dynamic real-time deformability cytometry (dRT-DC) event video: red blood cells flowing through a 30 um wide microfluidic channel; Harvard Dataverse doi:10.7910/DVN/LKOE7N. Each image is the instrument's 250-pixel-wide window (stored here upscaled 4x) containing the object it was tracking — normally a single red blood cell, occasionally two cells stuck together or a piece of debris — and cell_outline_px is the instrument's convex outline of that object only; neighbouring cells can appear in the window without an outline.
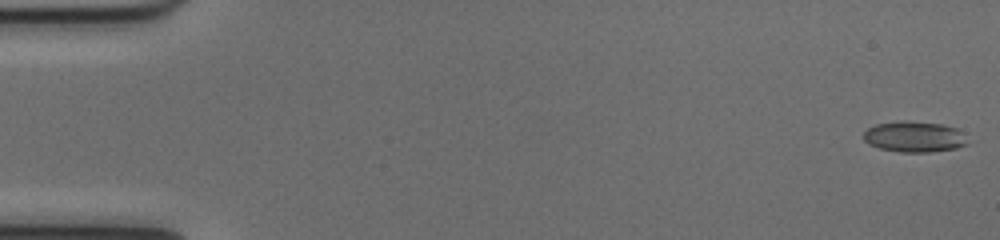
{"species": "common noctule bat (a hibernating species)", "species_latin": "Nyctalus noctula", "temperature_condition": "cold", "stored_images_in_passage": 52, "camera_frame_rate_fps": 3000, "um_per_image_px": 0.085, "animal": {"sex": "female", "body_mass_g": 17.0, "forearm_length_mm": 48.0}, "frame": {"image": 1, "passage_image": 1, "time_ms": 0.0, "image_size_px": [1000, 240], "cell_outline_px": [[968, 144], [956, 148], [928, 152], [900, 152], [880, 148], [868, 144], [864, 140], [864, 132], [868, 128], [876, 124], [904, 120], [944, 124], [956, 128]], "centroid_in_image_um": [77.67, 11.62], "position_along_channel_um": 7.3, "area_um2": 18.5}}
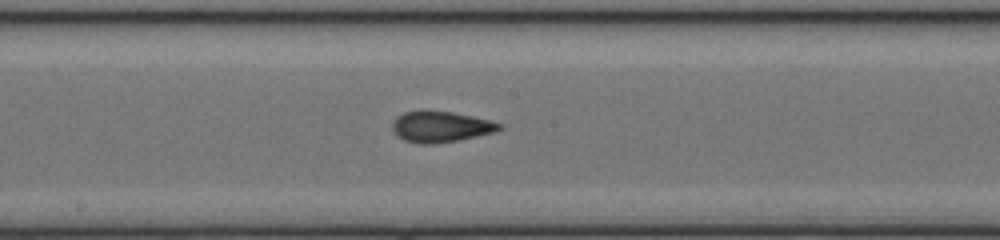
{"frame": {"image": 2, "passage_image": 28, "time_ms": 9.0, "image_size_px": [1000, 240], "cell_outline_px": [[504, 128], [496, 132], [456, 140], [432, 144], [420, 144], [404, 140], [392, 128], [392, 124], [396, 116], [404, 112], [452, 112], [472, 116], [504, 124]], "centroid_in_image_um": [37.51, 10.78], "position_along_channel_um": 210.7, "area_um2": 18.84}}
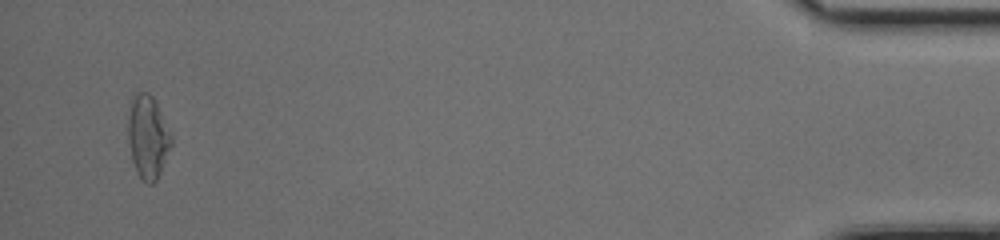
{"frame": {"image": 3, "passage_image": 50, "time_ms": 16.333, "image_size_px": [1000, 240], "cell_outline_px": [[172, 144], [160, 172], [156, 180], [152, 184], [148, 184], [136, 172], [132, 160], [128, 144], [128, 116], [132, 96], [136, 92], [148, 92], [152, 96], [172, 136]], "centroid_in_image_um": [12.54, 11.63], "position_along_channel_um": 422.7, "area_um2": 20.75}, "authors_computed_cell_mechanics": {"area_um2": 18.8428, "velocity_mm_per_s": 4.0428, "shape_relaxation_time_tau1_ms": null, "shape_relaxation_time_tau2_ms": 1.3465, "deformation_change_tau1": null, "deformation_change_tau2": 0.0765}}